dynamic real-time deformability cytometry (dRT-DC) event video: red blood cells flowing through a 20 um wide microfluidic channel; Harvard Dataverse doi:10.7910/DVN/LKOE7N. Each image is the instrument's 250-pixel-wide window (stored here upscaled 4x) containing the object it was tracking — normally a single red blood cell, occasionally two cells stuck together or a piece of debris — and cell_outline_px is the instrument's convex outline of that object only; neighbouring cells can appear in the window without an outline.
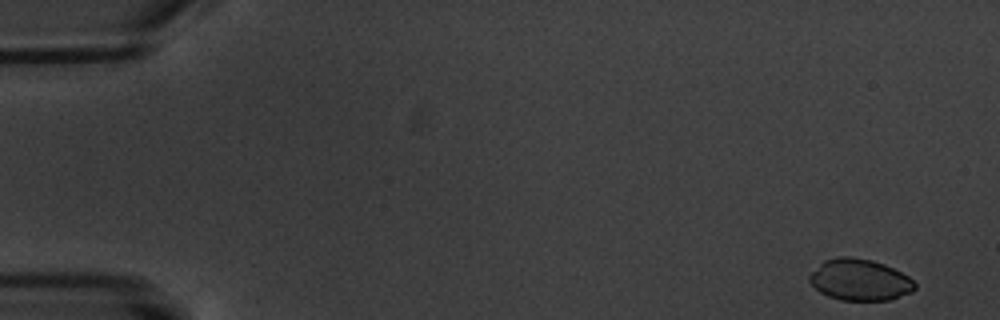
{"species": "common noctule bat (a hibernating species)", "species_latin": "Nyctalus noctula", "temperature_condition": "warm", "stored_images_in_passage": 5, "camera_frame_rate_fps": 3000, "um_per_image_px": 0.085, "animal": {"sex": "male", "body_mass_g": 20.1, "forearm_length_mm": 53.5}, "frame": {"image": 1, "passage_image": 1, "time_ms": 0.0, "image_size_px": [1000, 320], "cell_outline_px": [[916, 288], [912, 292], [892, 300], [840, 300], [828, 296], [820, 292], [808, 280], [808, 276], [824, 260], [840, 256], [848, 256], [872, 260], [884, 264], [908, 276], [916, 284]], "centroid_in_image_um": [73.09, 23.79], "position_along_channel_um": 11.9, "area_um2": 25.43}}